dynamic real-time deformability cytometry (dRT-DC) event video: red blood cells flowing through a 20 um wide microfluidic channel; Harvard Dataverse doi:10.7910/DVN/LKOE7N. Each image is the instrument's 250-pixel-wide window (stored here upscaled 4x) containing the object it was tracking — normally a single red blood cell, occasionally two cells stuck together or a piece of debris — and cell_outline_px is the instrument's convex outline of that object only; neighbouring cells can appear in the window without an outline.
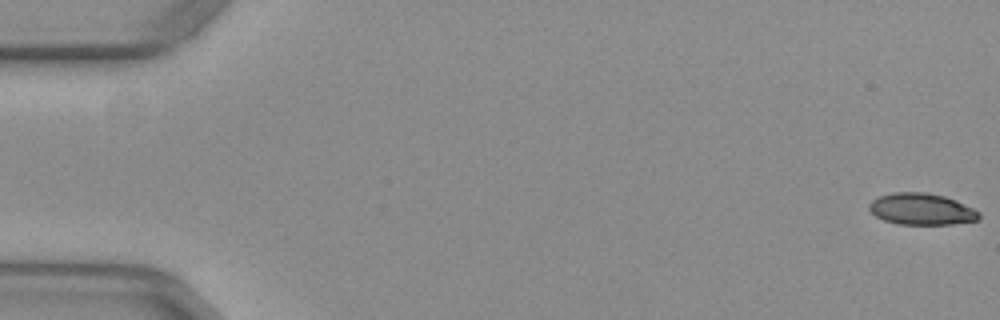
{"species": "common noctule bat (a hibernating species)", "species_latin": "Nyctalus noctula", "temperature_condition": "warm", "stored_images_in_passage": 13, "camera_frame_rate_fps": 3000, "um_per_image_px": 0.085, "animal": {"sex": "female", "body_mass_g": 29.2, "forearm_length_mm": 56.3}, "frame": {"image": 1, "passage_image": 1, "time_ms": 0.0, "image_size_px": [1000, 320], "cell_outline_px": [[980, 216], [976, 220], [952, 224], [900, 224], [884, 220], [876, 216], [868, 208], [868, 204], [872, 200], [880, 196], [892, 192], [924, 192], [944, 196], [956, 200], [980, 212]], "centroid_in_image_um": [78.31, 17.76], "position_along_channel_um": 6.7, "area_um2": 20.06}}